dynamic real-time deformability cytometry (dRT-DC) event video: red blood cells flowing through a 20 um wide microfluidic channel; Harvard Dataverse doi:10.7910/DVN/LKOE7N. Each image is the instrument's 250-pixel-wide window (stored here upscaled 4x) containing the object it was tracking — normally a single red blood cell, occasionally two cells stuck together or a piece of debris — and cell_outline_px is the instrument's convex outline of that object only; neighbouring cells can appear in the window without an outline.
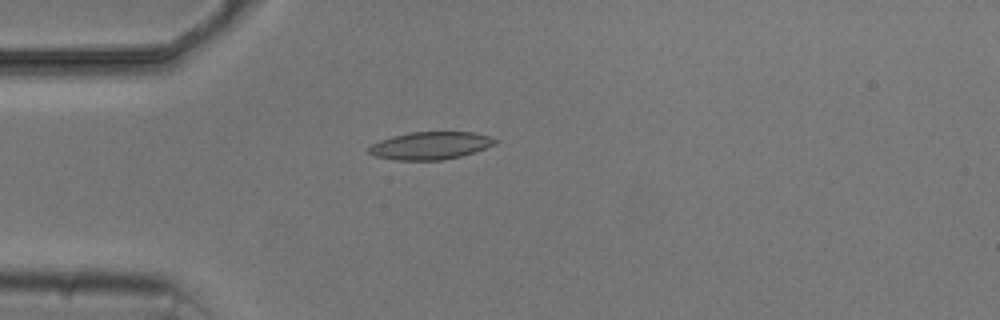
{"species": "common noctule bat (a hibernating species)", "species_latin": "Nyctalus noctula", "temperature_condition": "cold", "stored_images_in_passage": 1, "camera_frame_rate_fps": 3000, "um_per_image_px": 0.085, "animal": {"sex": "male", "body_mass_g": 20.5, "forearm_length_mm": 52.5}, "frame": {"image": 1, "passage_image": 1, "time_ms": 0.0, "image_size_px": [1000, 320], "cell_outline_px": [[500, 140], [496, 144], [460, 156], [444, 160], [396, 160], [376, 156], [368, 152], [368, 148], [372, 144], [380, 140], [392, 136], [408, 132], [472, 132], [488, 136]], "centroid_in_image_um": [36.58, 12.37], "position_along_channel_um": 48.4, "area_um2": 20.23}}